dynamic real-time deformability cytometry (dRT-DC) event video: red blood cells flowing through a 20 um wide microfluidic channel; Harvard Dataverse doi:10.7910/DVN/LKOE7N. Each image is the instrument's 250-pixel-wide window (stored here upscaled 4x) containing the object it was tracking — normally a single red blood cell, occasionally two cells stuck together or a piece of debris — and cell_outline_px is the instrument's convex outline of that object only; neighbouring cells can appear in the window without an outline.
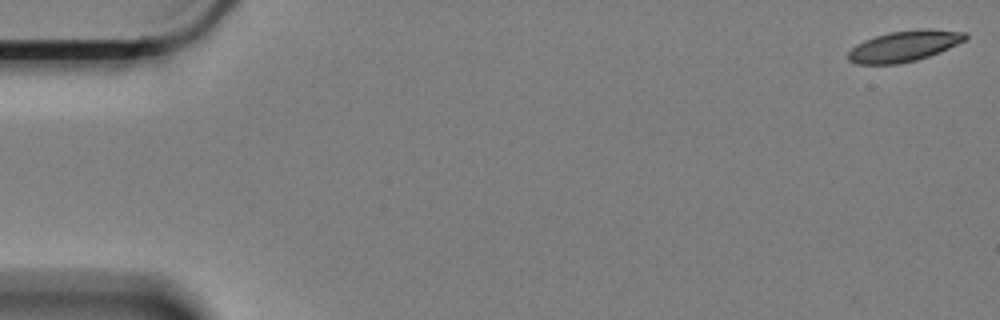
{"species": "Egyptian fruit bat (a non-hibernating species)", "species_latin": "Rousettus aegyptiacus", "temperature_condition": "cold", "stored_images_in_passage": 57, "camera_frame_rate_fps": 3000, "um_per_image_px": 0.085, "animal": {"sex": "female"}, "frame": {"image": 1, "passage_image": 1, "time_ms": 0.0, "image_size_px": [1000, 320], "cell_outline_px": [[968, 40], [940, 52], [916, 60], [900, 64], [856, 64], [848, 60], [848, 52], [856, 44], [864, 40], [888, 32], [916, 28], [932, 28], [964, 32], [968, 36]], "centroid_in_image_um": [76.89, 3.9], "position_along_channel_um": 8.1, "area_um2": 21.44}}
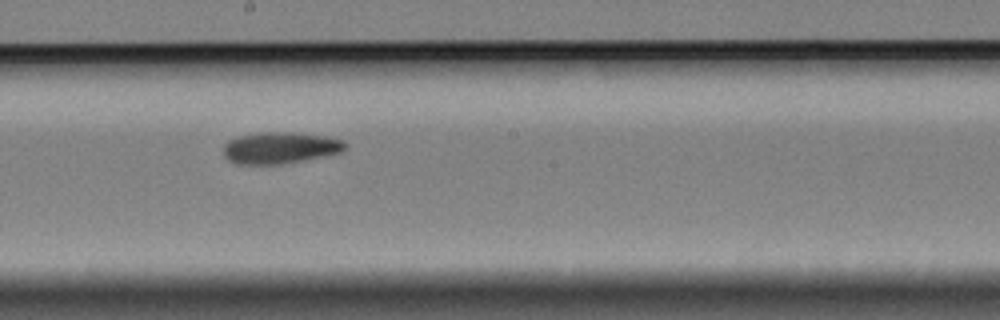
{"frame": {"image": 2, "passage_image": 33, "time_ms": 10.667, "image_size_px": [1000, 320], "cell_outline_px": [[348, 148], [340, 152], [304, 160], [280, 164], [236, 164], [228, 160], [224, 156], [224, 144], [228, 140], [240, 136], [256, 132], [292, 132], [328, 136], [344, 140], [348, 144]], "centroid_in_image_um": [23.82, 12.55], "position_along_channel_um": 224.4, "area_um2": 22.6}}
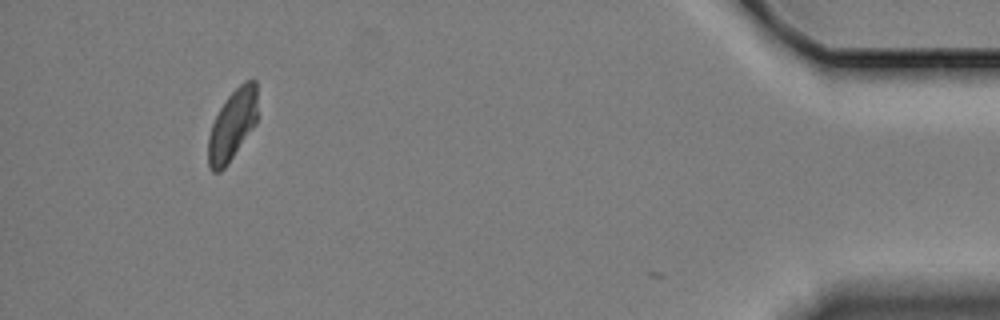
{"frame": {"image": 3, "passage_image": 56, "time_ms": 18.333, "image_size_px": [1000, 320], "cell_outline_px": [[256, 124], [224, 168], [220, 172], [212, 172], [208, 164], [208, 136], [212, 124], [220, 108], [228, 96], [244, 80], [256, 80]], "centroid_in_image_um": [19.73, 10.63], "position_along_channel_um": 415.5, "area_um2": 20.0}, "authors_computed_cell_mechanics": {"area_um2": 22.0218, "velocity_mm_per_s": 3.3348, "shape_relaxation_time_tau1_ms": 7.8176, "shape_relaxation_time_tau2_ms": 6.382, "deformation_change_tau1": 0.1542, "deformation_change_tau2": 0.1101}}